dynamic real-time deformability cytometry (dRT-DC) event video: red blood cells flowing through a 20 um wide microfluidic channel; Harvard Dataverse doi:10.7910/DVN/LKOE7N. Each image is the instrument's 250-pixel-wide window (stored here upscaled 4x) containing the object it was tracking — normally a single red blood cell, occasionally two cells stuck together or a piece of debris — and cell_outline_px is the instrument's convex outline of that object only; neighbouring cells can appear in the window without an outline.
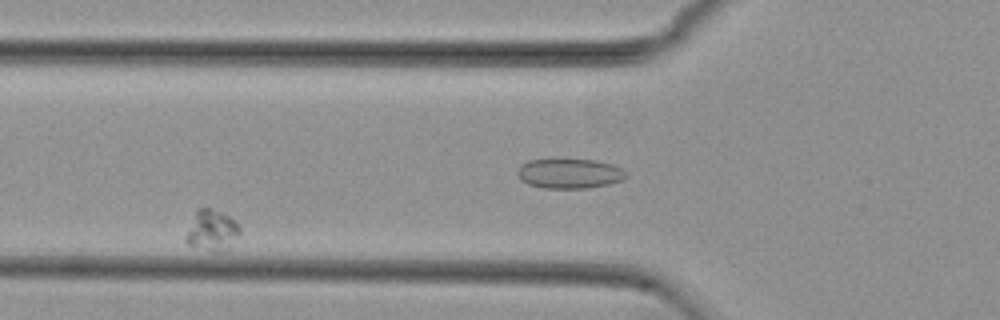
{"species": "common noctule bat (a hibernating species)", "species_latin": "Nyctalus noctula", "temperature_condition": "cold", "stored_images_in_passage": 44, "camera_frame_rate_fps": 3000, "um_per_image_px": 0.085, "animal": {"sex": "female", "body_mass_g": 29.2, "forearm_length_mm": 56.3}, "frame": {"image": 1, "passage_image": 7, "time_ms": 2.0, "image_size_px": [1000, 320], "cell_outline_px": [[240, 232], [228, 248], [224, 252], [212, 252], [188, 244], [184, 240], [184, 236], [196, 208], [208, 208], [224, 212], [236, 220], [240, 228]], "centroid_in_image_um": [17.99, 19.57], "position_along_channel_um": 107.8, "area_um2": 13.12}}
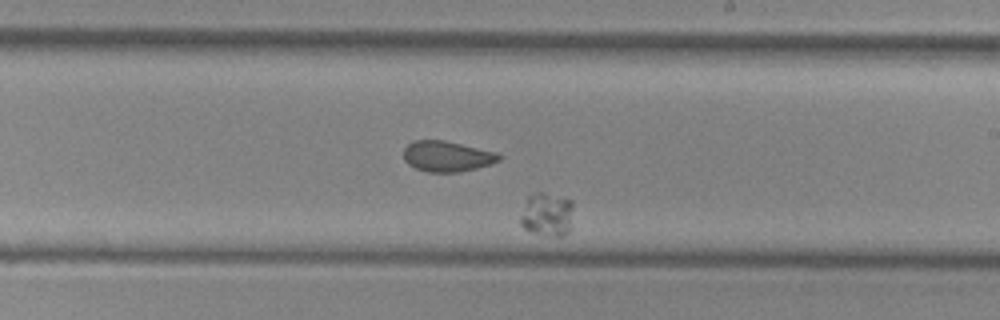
{"frame": {"image": 2, "passage_image": 21, "time_ms": 6.667, "image_size_px": [1000, 320], "cell_outline_px": [[572, 208], [568, 232], [564, 236], [556, 236], [532, 232], [524, 228], [520, 224], [520, 216], [528, 196], [536, 192], [544, 192], [572, 200]], "centroid_in_image_um": [46.47, 18.21], "position_along_channel_um": 242.5, "area_um2": 13.29}}
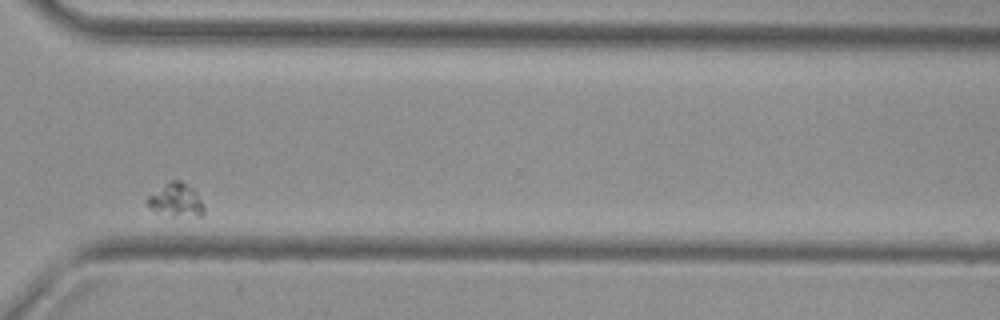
{"frame": {"image": 3, "passage_image": 32, "time_ms": 10.333, "image_size_px": [1000, 320], "cell_outline_px": [[204, 216], [172, 216], [156, 212], [148, 208], [144, 204], [144, 200], [148, 196], [168, 180], [180, 180], [192, 188], [196, 192], [204, 204]], "centroid_in_image_um": [14.92, 17.01], "position_along_channel_um": 355.7, "area_um2": 11.39}}